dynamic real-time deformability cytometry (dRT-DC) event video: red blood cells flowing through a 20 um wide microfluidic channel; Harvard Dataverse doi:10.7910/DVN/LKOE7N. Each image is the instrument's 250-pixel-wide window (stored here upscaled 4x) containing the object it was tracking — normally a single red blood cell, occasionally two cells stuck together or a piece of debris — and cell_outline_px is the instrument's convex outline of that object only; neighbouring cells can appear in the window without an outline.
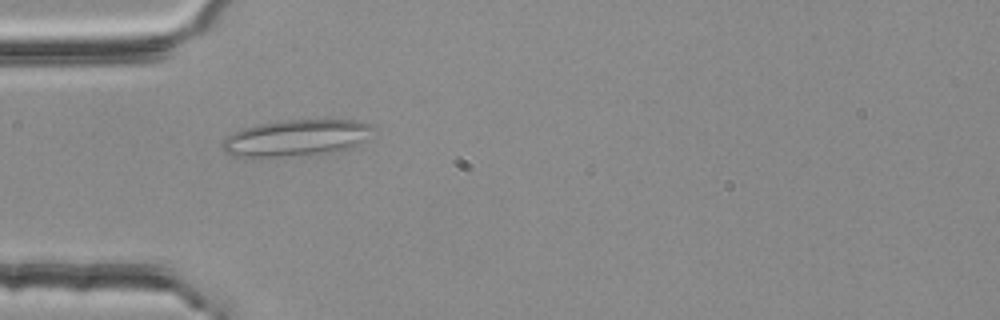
{"species": "common noctule bat (a hibernating species)", "species_latin": "Nyctalus noctula", "temperature_condition": "room temperature", "stored_images_in_passage": 5, "camera_frame_rate_fps": 3000, "um_per_image_px": 0.085, "animal": {"sex": "female", "body_mass_g": 25.1}, "frame": {"image": 1, "passage_image": 4, "time_ms": 1.0, "image_size_px": [1000, 320], "cell_outline_px": [[372, 128], [364, 140], [360, 144], [352, 148], [340, 152], [320, 156], [252, 160], [232, 156], [224, 152], [220, 144], [232, 132], [244, 128], [260, 124], [284, 120], [360, 120], [372, 124]], "centroid_in_image_um": [25.13, 11.81], "position_along_channel_um": 59.9, "area_um2": 33.76}}